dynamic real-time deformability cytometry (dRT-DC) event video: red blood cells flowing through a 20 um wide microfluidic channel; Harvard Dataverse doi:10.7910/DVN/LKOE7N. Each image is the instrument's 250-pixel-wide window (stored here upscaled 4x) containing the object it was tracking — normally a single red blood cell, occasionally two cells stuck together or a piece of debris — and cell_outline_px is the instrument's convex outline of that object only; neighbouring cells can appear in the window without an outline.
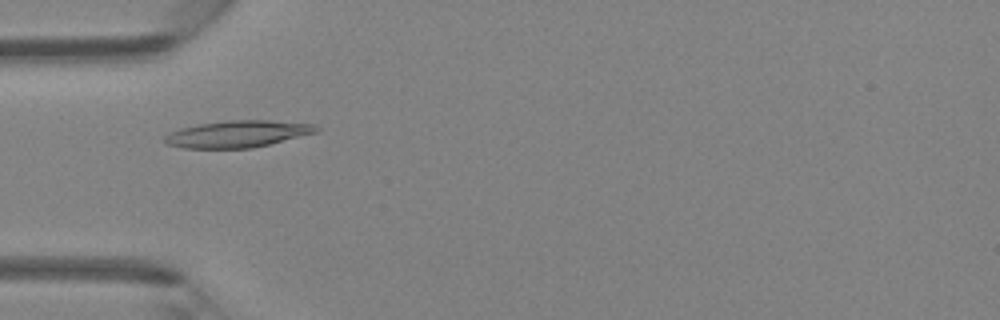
{"species": "Egyptian fruit bat (a non-hibernating species)", "species_latin": "Rousettus aegyptiacus", "temperature_condition": "room temperature", "stored_images_in_passage": 35, "camera_frame_rate_fps": 3000, "um_per_image_px": 0.085, "animal": {"sex": "female"}, "frame": {"image": 1, "passage_image": 4, "time_ms": 1.0, "image_size_px": [1000, 320], "cell_outline_px": [[320, 128], [316, 132], [252, 148], [184, 148], [164, 144], [164, 136], [168, 132], [180, 128], [200, 124], [228, 120], [268, 120], [316, 124]], "centroid_in_image_um": [20.15, 11.38], "position_along_channel_um": 64.9, "area_um2": 23.64}}
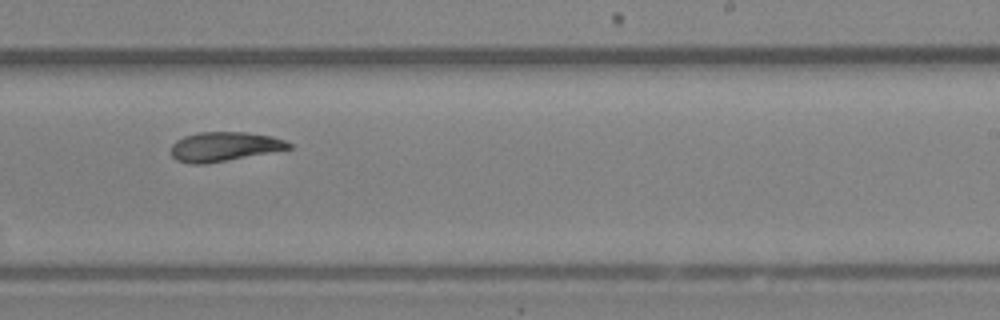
{"frame": {"image": 2, "passage_image": 18, "time_ms": 5.667, "image_size_px": [1000, 320], "cell_outline_px": [[292, 148], [204, 164], [192, 164], [176, 160], [168, 152], [172, 144], [176, 140], [184, 136], [200, 132], [244, 132], [272, 136], [284, 140], [292, 144]], "centroid_in_image_um": [19.0, 12.46], "position_along_channel_um": 270.0, "area_um2": 20.06}}
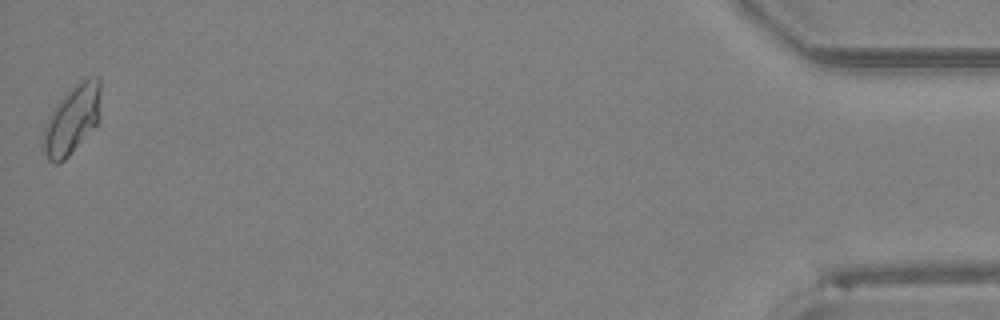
{"frame": {"image": 3, "passage_image": 35, "time_ms": 11.333, "image_size_px": [1000, 320], "cell_outline_px": [[100, 120], [68, 156], [64, 160], [56, 164], [52, 164], [48, 160], [44, 152], [44, 128], [48, 116], [56, 104], [80, 80], [88, 76], [100, 76]], "centroid_in_image_um": [6.15, 10.14], "position_along_channel_um": 429.1, "area_um2": 22.83}}